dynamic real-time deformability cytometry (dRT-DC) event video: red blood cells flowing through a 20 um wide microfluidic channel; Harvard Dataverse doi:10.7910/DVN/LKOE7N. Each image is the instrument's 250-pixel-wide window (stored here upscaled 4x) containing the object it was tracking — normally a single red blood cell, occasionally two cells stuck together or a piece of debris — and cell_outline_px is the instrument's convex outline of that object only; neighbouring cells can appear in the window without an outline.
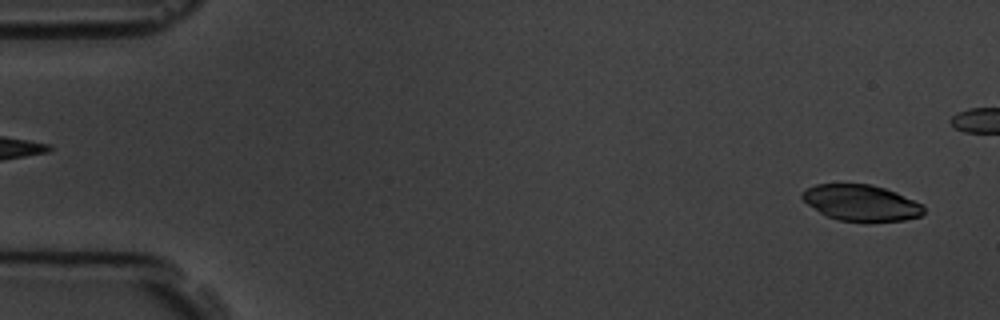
{"species": "common noctule bat (a hibernating species)", "species_latin": "Nyctalus noctula", "temperature_condition": "room temperature", "stored_images_in_passage": 6, "segment_of_instrument_passage": [2, 2], "camera_frame_rate_fps": 3000, "um_per_image_px": 0.085, "animal": {"sex": "male", "body_mass_g": 19.5, "forearm_length_mm": 54.6}, "frame": {"image": 1, "passage_image": 6, "time_ms": 5.667, "image_size_px": [1000, 320], "cell_outline_px": [[924, 212], [920, 216], [904, 220], [868, 224], [864, 224], [840, 220], [828, 216], [820, 212], [808, 204], [800, 196], [808, 188], [816, 184], [872, 184], [896, 192], [924, 204]], "centroid_in_image_um": [73.25, 17.27], "position_along_channel_um": 11.7, "area_um2": 26.01}}